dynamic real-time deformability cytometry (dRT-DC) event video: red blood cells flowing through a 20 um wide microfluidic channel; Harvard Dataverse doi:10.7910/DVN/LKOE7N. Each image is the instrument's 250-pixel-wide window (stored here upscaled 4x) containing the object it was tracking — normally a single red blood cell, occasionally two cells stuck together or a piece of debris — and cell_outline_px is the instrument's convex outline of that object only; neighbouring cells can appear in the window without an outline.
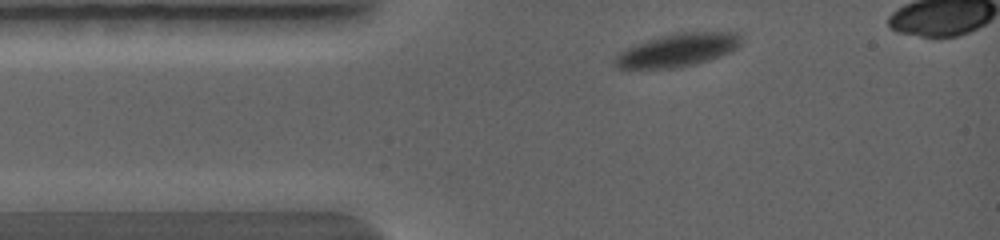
{"species": "common noctule bat (a hibernating species)", "species_latin": "Nyctalus noctula", "temperature_condition": "warm", "stored_images_in_passage": 21, "camera_frame_rate_fps": 5000, "um_per_image_px": 0.085, "animal": {"sex": "female", "body_mass_g": 19.0, "forearm_length_mm": 56.7}, "frame": {"image": 1, "passage_image": 1, "time_ms": 0.0, "image_size_px": [1000, 240], "cell_outline_px": [[740, 44], [732, 52], [696, 64], [680, 68], [624, 72], [616, 68], [612, 64], [612, 60], [620, 52], [632, 44], [672, 32], [736, 32], [740, 36]], "centroid_in_image_um": [57.43, 4.31], "position_along_channel_um": 27.6, "area_um2": 25.61}}
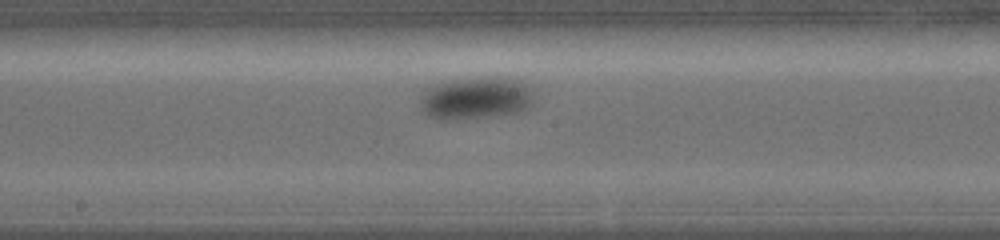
{"frame": {"image": 2, "passage_image": 11, "time_ms": 4.0, "image_size_px": [1000, 240], "cell_outline_px": [[532, 104], [524, 108], [512, 112], [476, 116], [436, 116], [424, 112], [420, 108], [420, 96], [424, 88], [452, 80], [508, 80], [520, 84], [532, 92]], "centroid_in_image_um": [40.34, 8.33], "position_along_channel_um": 207.9, "area_um2": 25.14}}
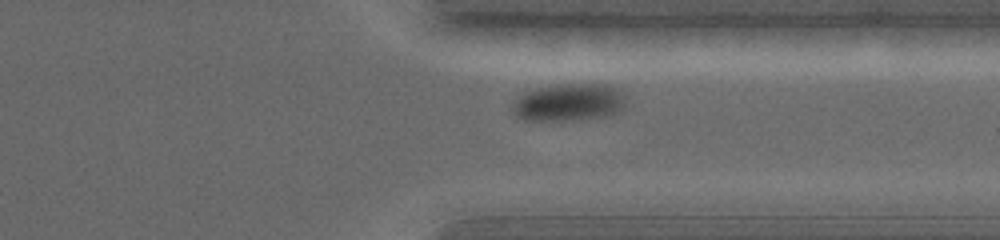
{"frame": {"image": 3, "passage_image": 18, "time_ms": 7.0, "image_size_px": [1000, 240], "cell_outline_px": [[628, 100], [620, 108], [612, 112], [580, 116], [520, 116], [512, 108], [512, 104], [516, 96], [524, 92], [536, 88], [564, 84], [608, 84], [620, 88], [624, 92]], "centroid_in_image_um": [48.43, 8.54], "position_along_channel_um": 363.0, "area_um2": 22.43}}